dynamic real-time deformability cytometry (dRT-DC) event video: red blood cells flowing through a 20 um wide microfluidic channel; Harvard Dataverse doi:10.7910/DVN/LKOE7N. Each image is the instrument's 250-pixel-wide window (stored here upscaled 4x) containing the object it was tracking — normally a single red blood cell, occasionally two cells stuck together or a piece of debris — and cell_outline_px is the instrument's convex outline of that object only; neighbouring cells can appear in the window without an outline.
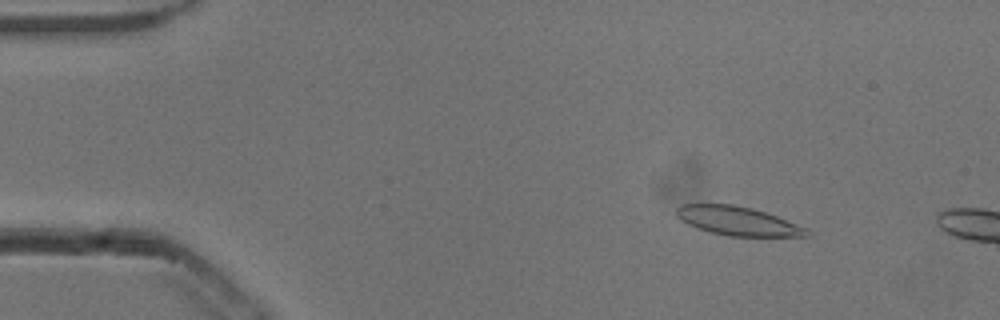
{"species": "common noctule bat (a hibernating species)", "species_latin": "Nyctalus noctula", "temperature_condition": "cold", "stored_images_in_passage": 10, "camera_frame_rate_fps": 3000, "um_per_image_px": 0.085, "animal": {"sex": "male", "body_mass_g": 13.3}, "frame": {"image": 1, "passage_image": 7, "time_ms": 2.0, "image_size_px": [1000, 320], "cell_outline_px": [[812, 236], [728, 236], [708, 232], [696, 228], [680, 220], [676, 216], [676, 208], [680, 204], [732, 204], [752, 208], [776, 216], [808, 228], [812, 232]], "centroid_in_image_um": [62.7, 18.79], "position_along_channel_um": 22.3, "area_um2": 22.08}}